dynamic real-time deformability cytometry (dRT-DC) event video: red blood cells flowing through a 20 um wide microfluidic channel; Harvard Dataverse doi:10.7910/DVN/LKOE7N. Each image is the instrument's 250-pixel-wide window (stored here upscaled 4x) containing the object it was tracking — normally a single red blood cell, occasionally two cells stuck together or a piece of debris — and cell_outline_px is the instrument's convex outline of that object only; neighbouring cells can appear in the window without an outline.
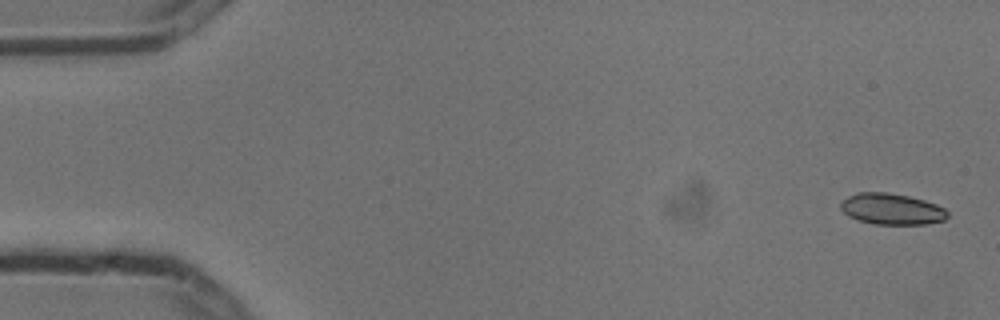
{"species": "common noctule bat (a hibernating species)", "species_latin": "Nyctalus noctula", "temperature_condition": "cold", "stored_images_in_passage": 6, "camera_frame_rate_fps": 3000, "um_per_image_px": 0.085, "animal": {"sex": "male", "body_mass_g": 13.3}, "frame": {"image": 1, "passage_image": 1, "time_ms": 0.0, "image_size_px": [1000, 320], "cell_outline_px": [[948, 216], [944, 220], [928, 224], [876, 224], [860, 220], [848, 216], [840, 208], [840, 204], [848, 196], [856, 192], [888, 192], [908, 196], [924, 200], [936, 204], [944, 208], [948, 212]], "centroid_in_image_um": [75.8, 17.76], "position_along_channel_um": 9.2, "area_um2": 19.36}}
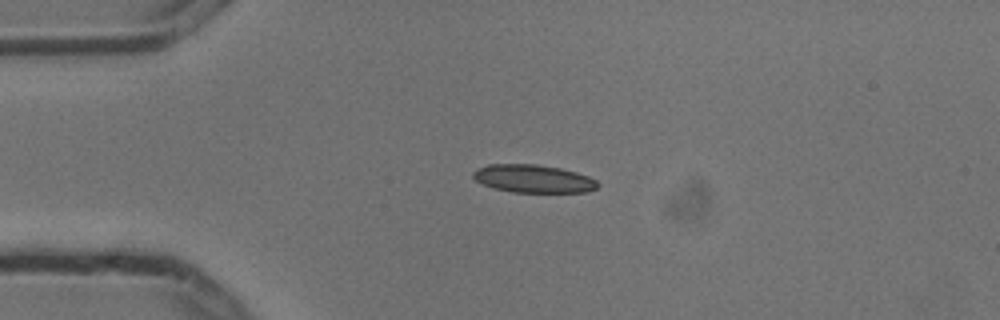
{"frame": {"image": 2, "passage_image": 4, "time_ms": 1.0, "image_size_px": [1000, 320], "cell_outline_px": [[600, 184], [596, 188], [588, 192], [512, 192], [492, 188], [476, 180], [472, 176], [472, 172], [488, 164], [536, 164], [560, 168], [576, 172], [588, 176], [596, 180]], "centroid_in_image_um": [45.34, 15.19], "position_along_channel_um": 39.7, "area_um2": 20.29}}
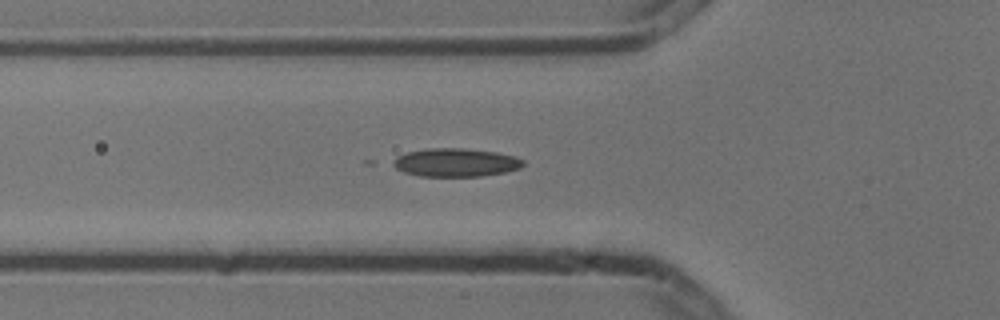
{"frame": {"image": 3, "passage_image": 6, "time_ms": 1.667, "image_size_px": [1000, 320], "cell_outline_px": [[524, 164], [520, 168], [504, 172], [480, 176], [420, 176], [404, 172], [388, 164], [396, 156], [408, 152], [428, 148], [460, 148], [496, 152], [512, 156], [524, 160]], "centroid_in_image_um": [38.67, 13.81], "position_along_channel_um": 87.1, "area_um2": 21.44}}